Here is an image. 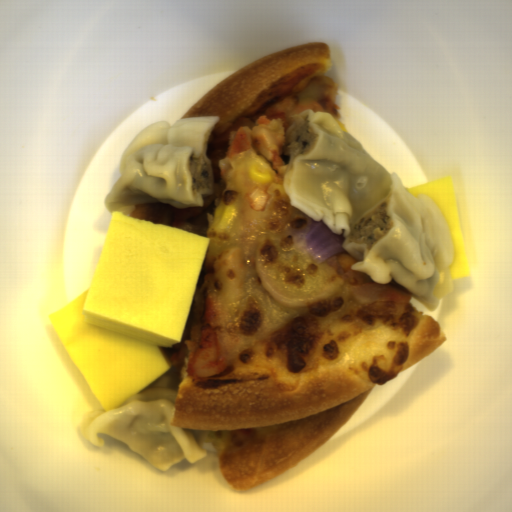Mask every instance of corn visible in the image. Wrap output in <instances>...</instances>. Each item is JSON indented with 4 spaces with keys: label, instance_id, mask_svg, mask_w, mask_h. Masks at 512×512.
<instances>
[{
    "label": "corn",
    "instance_id": "2",
    "mask_svg": "<svg viewBox=\"0 0 512 512\" xmlns=\"http://www.w3.org/2000/svg\"><path fill=\"white\" fill-rule=\"evenodd\" d=\"M248 176L252 182L262 186L269 185L272 180L271 174L253 164L248 168Z\"/></svg>",
    "mask_w": 512,
    "mask_h": 512
},
{
    "label": "corn",
    "instance_id": "1",
    "mask_svg": "<svg viewBox=\"0 0 512 512\" xmlns=\"http://www.w3.org/2000/svg\"><path fill=\"white\" fill-rule=\"evenodd\" d=\"M238 214V208L235 206L220 203L215 210L212 227L214 231L224 232L234 222Z\"/></svg>",
    "mask_w": 512,
    "mask_h": 512
}]
</instances>
